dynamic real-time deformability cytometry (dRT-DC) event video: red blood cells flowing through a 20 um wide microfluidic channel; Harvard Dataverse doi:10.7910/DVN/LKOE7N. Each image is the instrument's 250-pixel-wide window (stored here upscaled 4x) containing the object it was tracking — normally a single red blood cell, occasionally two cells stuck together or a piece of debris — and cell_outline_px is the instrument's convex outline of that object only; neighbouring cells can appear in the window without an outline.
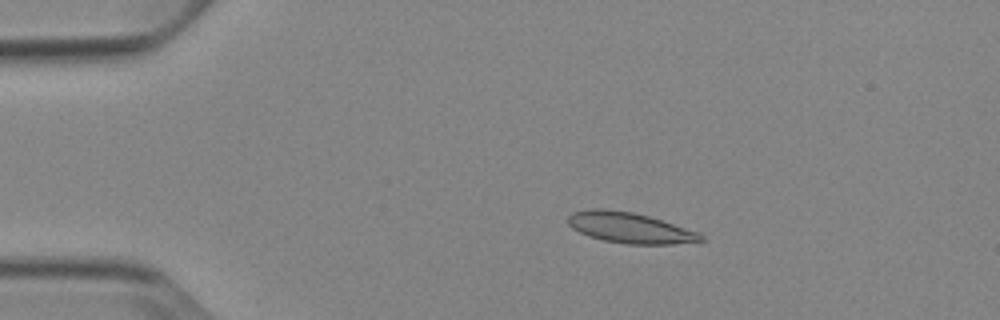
{"species": "Egyptian fruit bat (a non-hibernating species)", "species_latin": "Rousettus aegyptiacus", "temperature_condition": "cold", "stored_images_in_passage": 52, "camera_frame_rate_fps": 3000, "um_per_image_px": 0.085, "animal": {"sex": "female"}, "frame": {"image": 1, "passage_image": 10, "time_ms": 3.0, "image_size_px": [1000, 320], "cell_outline_px": [[704, 240], [700, 244], [628, 244], [604, 240], [588, 236], [572, 228], [568, 224], [568, 216], [572, 212], [592, 208], [604, 208], [632, 212], [648, 216], [700, 232], [704, 236]], "centroid_in_image_um": [53.61, 19.37], "position_along_channel_um": 31.4, "area_um2": 24.04}}
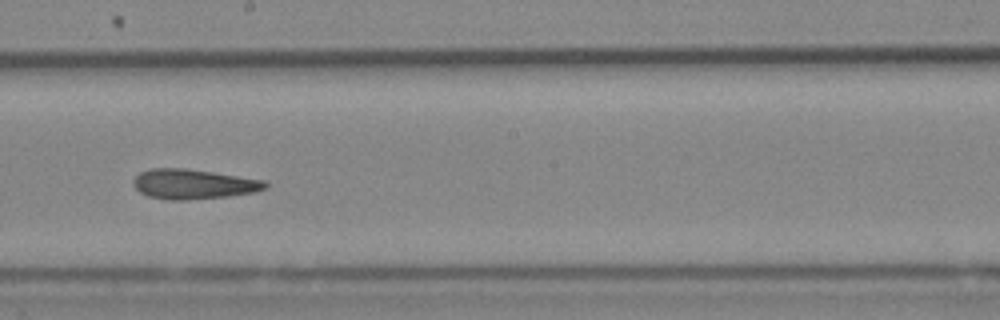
{"frame": {"image": 2, "passage_image": 30, "time_ms": 9.667, "image_size_px": [1000, 320], "cell_outline_px": [[268, 184], [264, 188], [252, 192], [228, 196], [188, 200], [168, 200], [148, 196], [140, 192], [132, 184], [132, 180], [140, 172], [152, 168], [184, 168], [212, 172], [264, 180]], "centroid_in_image_um": [16.38, 15.65], "position_along_channel_um": 231.8, "area_um2": 22.77}}
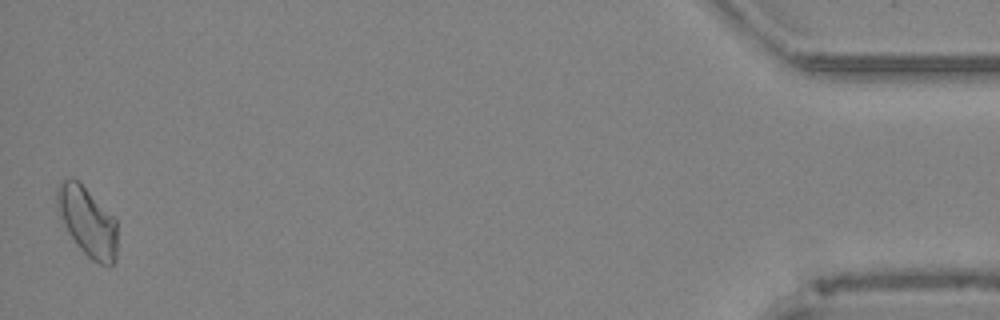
{"frame": {"image": 3, "passage_image": 52, "time_ms": 17.0, "image_size_px": [1000, 320], "cell_outline_px": [[116, 260], [112, 264], [100, 264], [92, 260], [76, 244], [68, 232], [60, 216], [56, 204], [56, 188], [60, 180], [72, 176], [116, 220]], "centroid_in_image_um": [7.39, 18.83], "position_along_channel_um": 427.8, "area_um2": 23.81}, "authors_computed_cell_mechanics": {"area_um2": 22.8599, "velocity_mm_per_s": 3.8469, "shape_relaxation_time_tau1_ms": null, "shape_relaxation_time_tau2_ms": 5.5324, "deformation_change_tau1": null, "deformation_change_tau2": 0.1414}}